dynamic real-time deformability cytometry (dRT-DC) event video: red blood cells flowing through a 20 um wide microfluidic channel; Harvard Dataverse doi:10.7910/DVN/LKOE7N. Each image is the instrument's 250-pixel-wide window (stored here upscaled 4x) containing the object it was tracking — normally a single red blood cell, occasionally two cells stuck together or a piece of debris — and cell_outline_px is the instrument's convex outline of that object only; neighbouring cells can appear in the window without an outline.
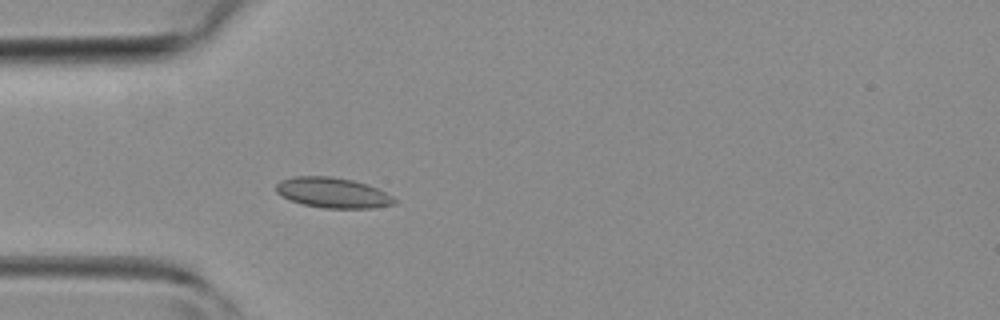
{"species": "common noctule bat (a hibernating species)", "species_latin": "Nyctalus noctula", "temperature_condition": "room temperature", "stored_images_in_passage": 25, "camera_frame_rate_fps": 3000, "um_per_image_px": 0.085, "animal": {"sex": "female", "body_mass_g": 19.3, "forearm_length_mm": 54.1}, "frame": {"image": 1, "passage_image": 4, "time_ms": 1.0, "image_size_px": [1000, 320], "cell_outline_px": [[400, 200], [396, 204], [372, 208], [324, 208], [304, 204], [280, 196], [276, 192], [276, 184], [280, 180], [292, 176], [332, 176], [352, 180], [368, 184]], "centroid_in_image_um": [28.3, 16.38], "position_along_channel_um": 56.7, "area_um2": 21.04}}
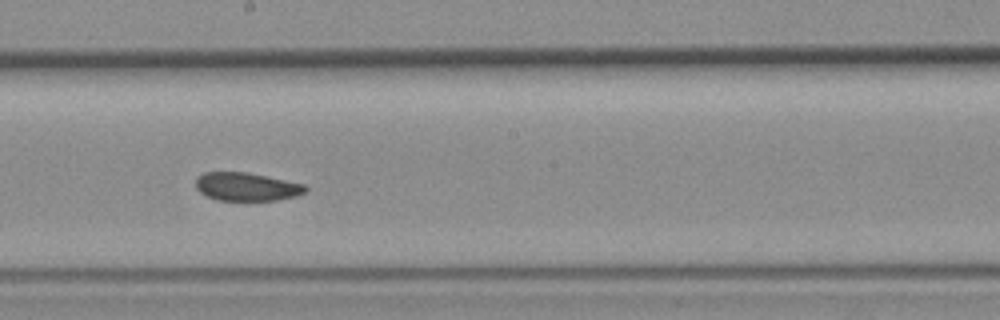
{"frame": {"image": 2, "passage_image": 15, "time_ms": 4.667, "image_size_px": [1000, 320], "cell_outline_px": [[308, 192], [296, 196], [276, 200], [216, 200], [200, 192], [196, 188], [196, 176], [204, 172], [248, 172], [304, 184], [308, 188]], "centroid_in_image_um": [20.97, 15.86], "position_along_channel_um": 227.2, "area_um2": 18.15}}
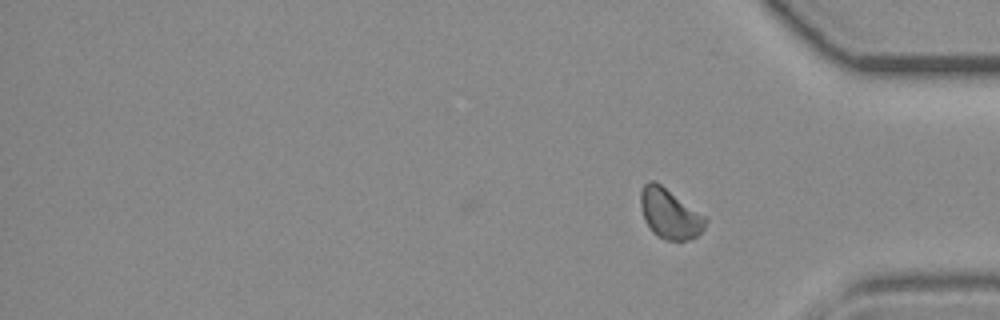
{"frame": {"image": 3, "passage_image": 25, "time_ms": 8.0, "image_size_px": [1000, 320], "cell_outline_px": [[708, 220], [704, 228], [696, 236], [688, 240], [664, 240], [656, 236], [652, 232], [644, 220], [640, 208], [640, 192], [644, 184], [648, 180], [652, 180], [660, 184], [704, 216]], "centroid_in_image_um": [56.88, 18.18], "position_along_channel_um": 378.3, "area_um2": 18.73}}